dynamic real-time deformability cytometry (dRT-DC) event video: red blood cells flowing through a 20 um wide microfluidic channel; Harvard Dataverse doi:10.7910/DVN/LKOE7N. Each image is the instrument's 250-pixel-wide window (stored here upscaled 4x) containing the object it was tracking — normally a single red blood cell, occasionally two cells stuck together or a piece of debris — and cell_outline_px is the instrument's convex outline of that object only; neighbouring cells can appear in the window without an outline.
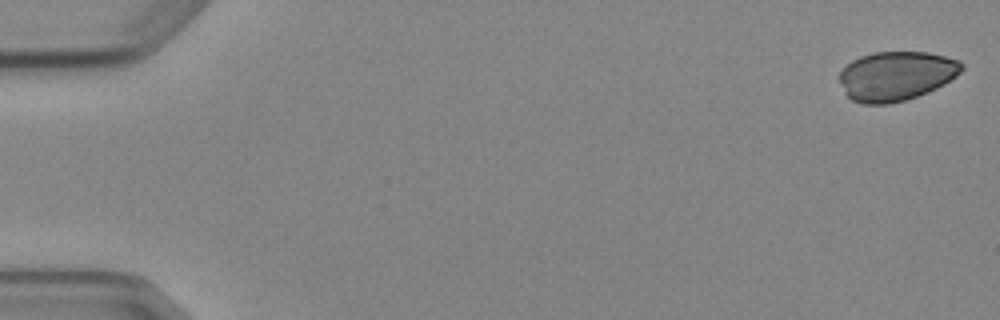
{"species": "Egyptian fruit bat (a non-hibernating species)", "species_latin": "Rousettus aegyptiacus", "temperature_condition": "cold", "stored_images_in_passage": 5, "camera_frame_rate_fps": 3000, "um_per_image_px": 0.085, "animal": {"sex": "female"}, "frame": {"image": 1, "passage_image": 1, "time_ms": 0.0, "image_size_px": [1000, 320], "cell_outline_px": [[964, 68], [956, 76], [944, 84], [928, 92], [904, 100], [888, 104], [864, 104], [852, 100], [844, 92], [840, 80], [840, 72], [852, 60], [860, 56], [876, 52], [928, 52], [960, 60], [964, 64]], "centroid_in_image_um": [76.19, 6.45], "position_along_channel_um": 8.8, "area_um2": 35.03}}